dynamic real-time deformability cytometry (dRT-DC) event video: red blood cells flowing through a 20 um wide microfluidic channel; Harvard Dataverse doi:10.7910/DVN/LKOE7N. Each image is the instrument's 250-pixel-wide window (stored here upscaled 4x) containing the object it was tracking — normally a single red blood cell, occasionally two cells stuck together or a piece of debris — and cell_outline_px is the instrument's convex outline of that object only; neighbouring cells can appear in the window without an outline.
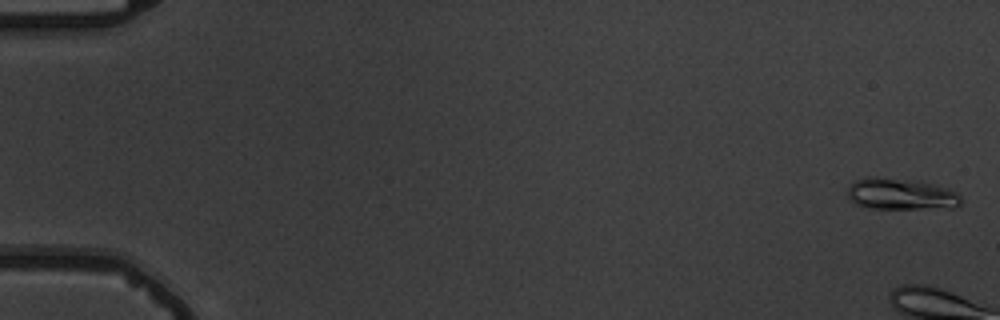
{"species": "common noctule bat (a hibernating species)", "species_latin": "Nyctalus noctula", "temperature_condition": "warm", "stored_images_in_passage": 6, "camera_frame_rate_fps": 3000, "um_per_image_px": 0.085, "animal": {"sex": "male", "body_mass_g": 19.5, "forearm_length_mm": 54.6}, "frame": {"image": 1, "passage_image": 1, "time_ms": 0.0, "image_size_px": [1000, 320], "cell_outline_px": [[964, 200], [960, 204], [952, 208], [868, 208], [856, 204], [848, 196], [848, 184], [864, 176], [876, 176], [916, 180], [936, 184], [948, 188], [956, 192]], "centroid_in_image_um": [76.58, 16.47], "position_along_channel_um": 8.4, "area_um2": 21.15}}